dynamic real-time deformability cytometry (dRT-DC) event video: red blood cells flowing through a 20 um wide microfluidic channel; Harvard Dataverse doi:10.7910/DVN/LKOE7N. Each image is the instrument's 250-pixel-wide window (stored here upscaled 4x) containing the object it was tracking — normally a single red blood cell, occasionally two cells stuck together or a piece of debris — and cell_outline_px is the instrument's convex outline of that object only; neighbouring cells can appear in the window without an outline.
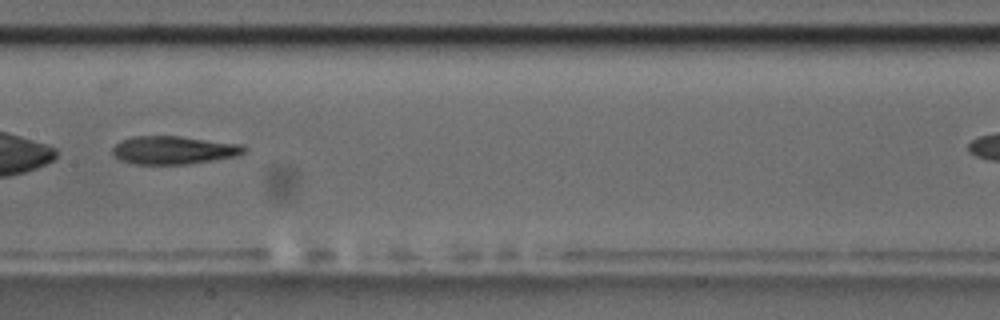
{"species": "common noctule bat (a hibernating species)", "species_latin": "Nyctalus noctula", "temperature_condition": "room temperature", "stored_images_in_passage": 10, "camera_frame_rate_fps": 3000, "um_per_image_px": 0.085, "animal": {"sex": "male", "body_mass_g": 17.5, "forearm_length_mm": 52.3}, "frame": {"image": 1, "passage_image": 7, "time_ms": 7.0, "image_size_px": [1000, 320], "cell_outline_px": [[248, 148], [244, 152], [236, 156], [188, 164], [132, 164], [120, 160], [112, 152], [112, 148], [116, 144], [124, 140], [136, 136], [180, 136], [244, 144]], "centroid_in_image_um": [14.8, 12.76], "position_along_channel_um": 192.6, "area_um2": 21.56}}
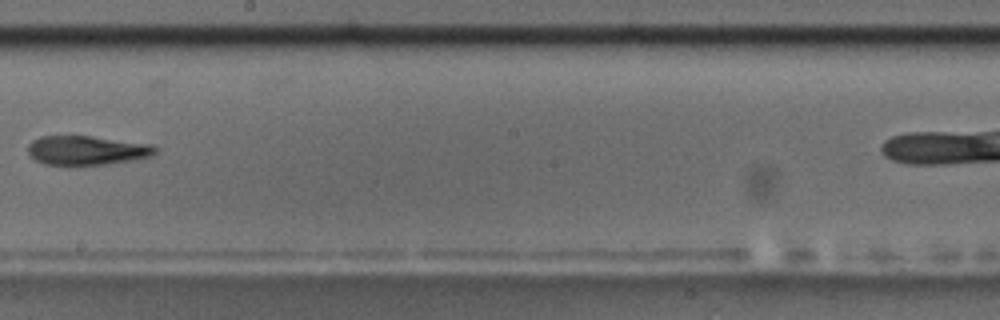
{"frame": {"image": 2, "passage_image": 8, "time_ms": 8.333, "image_size_px": [1000, 320], "cell_outline_px": [[160, 148], [152, 156], [104, 164], [44, 164], [36, 160], [28, 152], [28, 144], [32, 140], [40, 136], [92, 136], [156, 144]], "centroid_in_image_um": [7.43, 12.75], "position_along_channel_um": 240.8, "area_um2": 21.62}}